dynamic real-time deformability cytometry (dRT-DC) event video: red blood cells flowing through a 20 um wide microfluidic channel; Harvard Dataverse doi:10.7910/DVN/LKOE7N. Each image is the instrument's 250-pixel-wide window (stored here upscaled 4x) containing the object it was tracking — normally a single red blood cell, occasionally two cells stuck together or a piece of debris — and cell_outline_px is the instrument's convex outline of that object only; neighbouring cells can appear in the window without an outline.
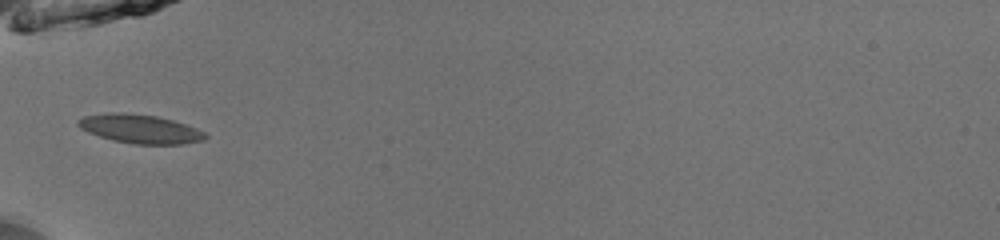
{"species": "common noctule bat (a hibernating species)", "species_latin": "Nyctalus noctula", "temperature_condition": "room temperature", "stored_images_in_passage": 33, "camera_frame_rate_fps": 3000, "um_per_image_px": 0.085, "animal": {"sex": "male", "body_mass_g": 13.0, "forearm_length_mm": 53.1}, "frame": {"image": 1, "passage_image": 1, "time_ms": 0.0, "image_size_px": [1000, 240], "cell_outline_px": [[208, 136], [204, 140], [184, 144], [136, 144], [116, 140], [100, 136], [88, 132], [80, 128], [76, 124], [76, 120], [84, 116], [108, 112], [124, 112], [156, 116], [172, 120], [196, 128], [204, 132]], "centroid_in_image_um": [11.89, 10.94], "position_along_channel_um": 73.1, "area_um2": 21.27}}
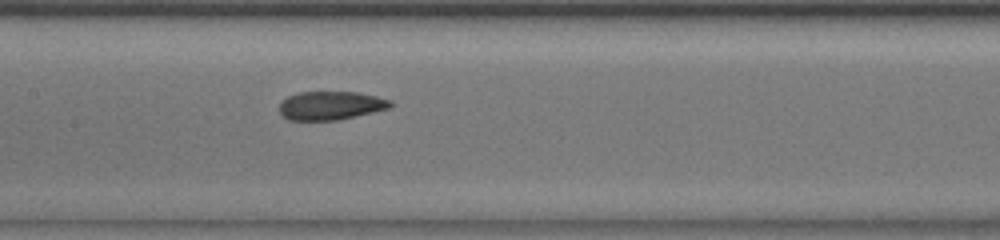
{"frame": {"image": 2, "passage_image": 9, "time_ms": 2.667, "image_size_px": [1000, 240], "cell_outline_px": [[392, 108], [336, 120], [288, 120], [280, 112], [280, 104], [288, 96], [300, 92], [356, 92], [376, 96], [392, 100]], "centroid_in_image_um": [28.14, 8.97], "position_along_channel_um": 179.3, "area_um2": 18.38}}
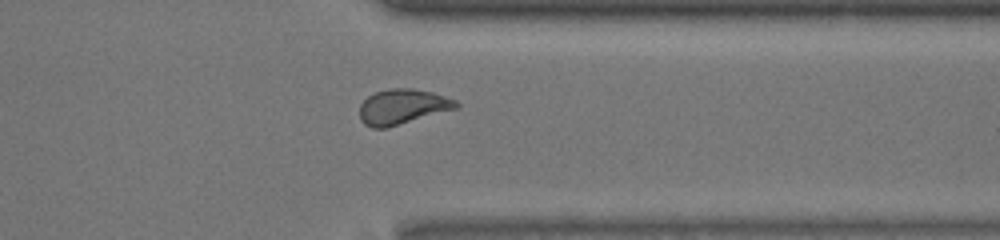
{"frame": {"image": 3, "passage_image": 24, "time_ms": 7.667, "image_size_px": [1000, 240], "cell_outline_px": [[460, 104], [456, 108], [384, 128], [372, 128], [364, 124], [360, 120], [360, 104], [368, 96], [376, 92], [388, 88], [412, 88], [432, 92], [456, 100]], "centroid_in_image_um": [34.17, 9.05], "position_along_channel_um": 377.2, "area_um2": 19.48}, "authors_computed_cell_mechanics": {"area_um2": 19.363, "velocity_mm_per_s": 3.9653, "shape_relaxation_time_tau1_ms": 11.1339, "shape_relaxation_time_tau2_ms": 1.6992, "deformation_change_tau1": 0.2228, "deformation_change_tau2": 0.0664}}